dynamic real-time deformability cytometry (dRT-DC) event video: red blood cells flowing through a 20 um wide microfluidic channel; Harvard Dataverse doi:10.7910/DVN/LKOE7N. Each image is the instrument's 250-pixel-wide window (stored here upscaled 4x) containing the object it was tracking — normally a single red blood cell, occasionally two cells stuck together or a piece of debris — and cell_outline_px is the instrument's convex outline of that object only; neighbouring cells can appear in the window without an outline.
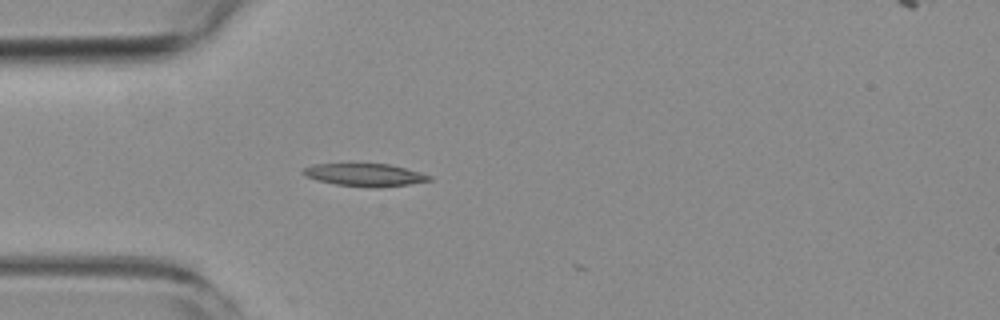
{"species": "common noctule bat (a hibernating species)", "species_latin": "Nyctalus noctula", "temperature_condition": "room temperature", "stored_images_in_passage": 2, "camera_frame_rate_fps": 3000, "um_per_image_px": 0.085, "animal": {"sex": "female", "body_mass_g": 19.3, "forearm_length_mm": 54.1}, "frame": {"image": 1, "passage_image": 1, "time_ms": 0.0, "image_size_px": [1000, 320], "cell_outline_px": [[432, 180], [408, 184], [380, 188], [372, 188], [336, 184], [316, 180], [304, 176], [300, 172], [304, 168], [312, 164], [388, 164], [420, 172], [432, 176]], "centroid_in_image_um": [30.98, 14.87], "position_along_channel_um": 54.0, "area_um2": 16.7}}